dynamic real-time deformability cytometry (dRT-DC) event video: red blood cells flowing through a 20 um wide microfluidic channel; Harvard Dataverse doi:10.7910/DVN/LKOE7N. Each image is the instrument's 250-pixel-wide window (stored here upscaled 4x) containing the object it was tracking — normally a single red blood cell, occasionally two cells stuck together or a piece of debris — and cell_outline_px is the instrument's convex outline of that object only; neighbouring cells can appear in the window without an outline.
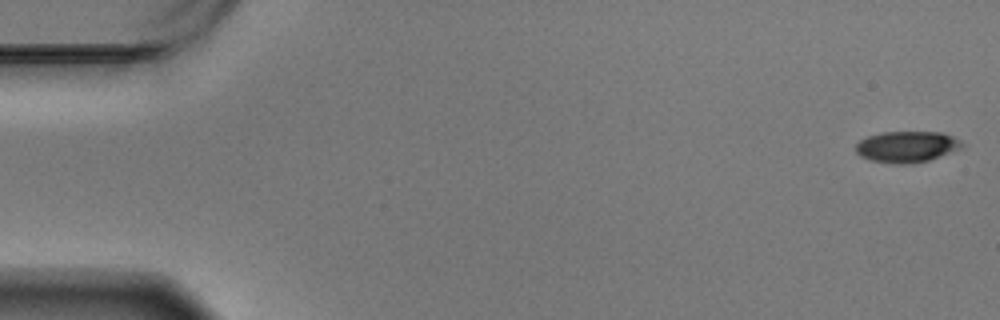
{"species": "Egyptian fruit bat (a non-hibernating species)", "species_latin": "Rousettus aegyptiacus", "temperature_condition": "warm", "stored_images_in_passage": 58, "camera_frame_rate_fps": 3000, "um_per_image_px": 0.085, "animal": {"sex": "male"}, "frame": {"image": 1, "passage_image": 1, "time_ms": 0.0, "image_size_px": [1000, 320], "cell_outline_px": [[964, 144], [960, 148], [940, 156], [928, 160], [908, 164], [896, 164], [872, 160], [860, 156], [856, 152], [856, 144], [860, 140], [868, 136], [884, 132], [944, 132], [960, 140]], "centroid_in_image_um": [77.08, 12.46], "position_along_channel_um": 7.9, "area_um2": 19.13}}
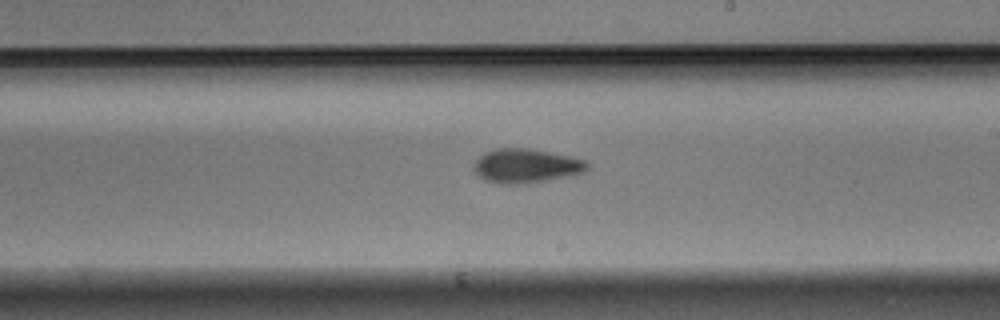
{"frame": {"image": 2, "passage_image": 34, "time_ms": 11.0, "image_size_px": [1000, 320], "cell_outline_px": [[592, 164], [584, 172], [572, 176], [548, 180], [520, 184], [500, 184], [484, 180], [472, 168], [472, 164], [484, 152], [496, 148], [528, 148], [572, 156], [588, 160]], "centroid_in_image_um": [44.76, 14.09], "position_along_channel_um": 244.2, "area_um2": 23.0}}
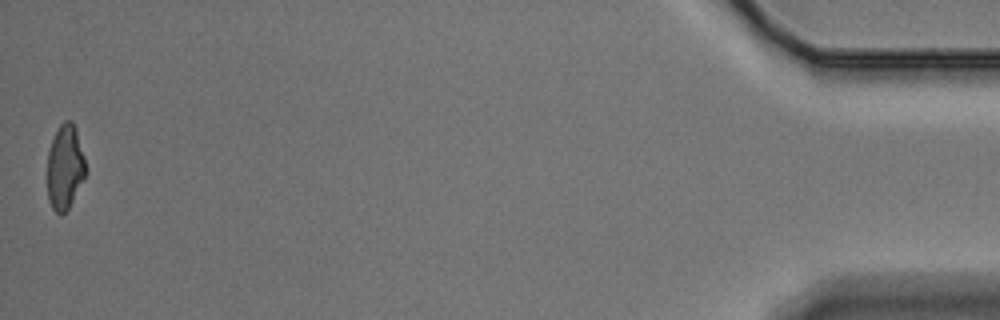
{"frame": {"image": 3, "passage_image": 58, "time_ms": 19.0, "image_size_px": [1000, 320], "cell_outline_px": [[88, 172], [68, 208], [60, 216], [52, 208], [48, 200], [48, 152], [52, 140], [60, 124], [64, 120], [72, 120], [76, 128], [84, 156]], "centroid_in_image_um": [5.54, 14.2], "position_along_channel_um": 429.7, "area_um2": 19.02}, "authors_computed_cell_mechanics": {"area_um2": 21.0681, "velocity_mm_per_s": 3.4788, "shape_relaxation_time_tau1_ms": 3.549, "shape_relaxation_time_tau2_ms": 4.3587, "deformation_change_tau1": 0.1298, "deformation_change_tau2": 0.1101}}